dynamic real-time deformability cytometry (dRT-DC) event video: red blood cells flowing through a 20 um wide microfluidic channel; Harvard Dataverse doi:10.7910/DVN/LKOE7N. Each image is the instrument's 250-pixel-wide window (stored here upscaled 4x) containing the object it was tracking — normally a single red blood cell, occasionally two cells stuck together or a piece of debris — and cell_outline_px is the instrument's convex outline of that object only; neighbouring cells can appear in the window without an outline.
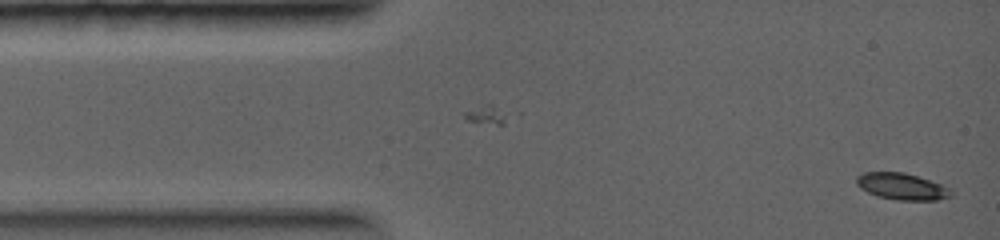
{"species": "common noctule bat (a hibernating species)", "species_latin": "Nyctalus noctula", "temperature_condition": "warm", "stored_images_in_passage": 3, "camera_frame_rate_fps": 5000, "um_per_image_px": 0.085, "animal": {"sex": "female", "body_mass_g": 19.0, "forearm_length_mm": 56.7}, "frame": {"image": 1, "passage_image": 3, "time_ms": 0.8, "image_size_px": [1000, 240], "cell_outline_px": [[952, 196], [936, 200], [896, 200], [876, 196], [860, 188], [856, 184], [856, 176], [864, 172], [904, 172], [940, 184], [948, 188], [952, 192]], "centroid_in_image_um": [76.61, 15.85], "position_along_channel_um": 8.4, "area_um2": 14.57}}